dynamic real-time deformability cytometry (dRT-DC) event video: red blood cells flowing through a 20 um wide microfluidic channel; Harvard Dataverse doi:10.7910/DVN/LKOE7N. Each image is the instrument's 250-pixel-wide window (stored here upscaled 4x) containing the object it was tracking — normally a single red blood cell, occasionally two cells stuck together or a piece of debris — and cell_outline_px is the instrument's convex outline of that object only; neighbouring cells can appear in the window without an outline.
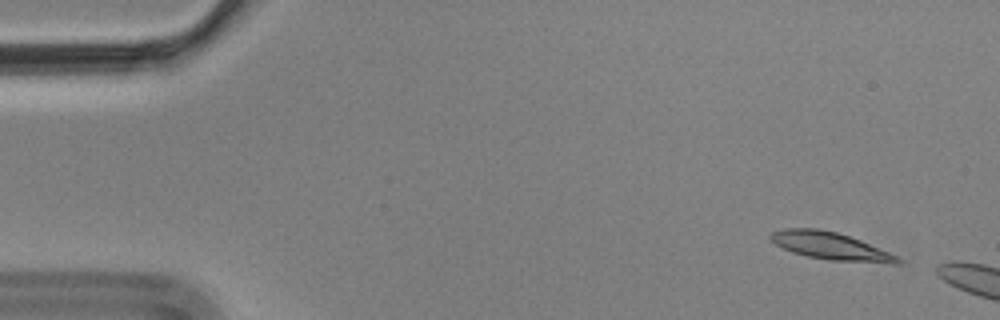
{"species": "Egyptian fruit bat (a non-hibernating species)", "species_latin": "Rousettus aegyptiacus", "temperature_condition": "cold", "stored_images_in_passage": 5, "segment_of_instrument_passage": [2, 2], "camera_frame_rate_fps": 3000, "um_per_image_px": 0.085, "animal": {"sex": "male"}, "frame": {"image": 1, "passage_image": 5, "time_ms": 1.333, "image_size_px": [1000, 320], "cell_outline_px": [[904, 260], [900, 264], [892, 264], [828, 260], [808, 256], [792, 252], [776, 244], [768, 236], [772, 232], [784, 228], [816, 228], [836, 232], [860, 240], [888, 252]], "centroid_in_image_um": [70.61, 20.92], "position_along_channel_um": 14.4, "area_um2": 20.23}}